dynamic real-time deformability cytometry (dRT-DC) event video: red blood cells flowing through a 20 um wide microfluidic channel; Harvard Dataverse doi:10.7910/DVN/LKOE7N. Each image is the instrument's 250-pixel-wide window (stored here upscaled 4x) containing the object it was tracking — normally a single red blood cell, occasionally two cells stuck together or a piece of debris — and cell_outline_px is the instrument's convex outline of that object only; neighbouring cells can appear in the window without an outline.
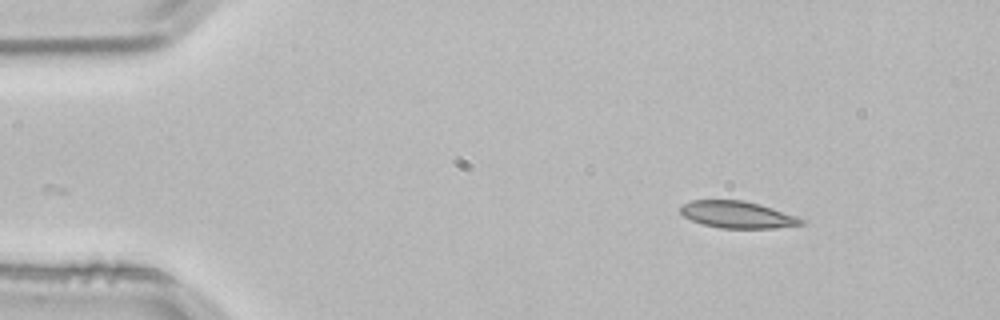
{"species": "common noctule bat (a hibernating species)", "species_latin": "Nyctalus noctula", "temperature_condition": "room temperature", "stored_images_in_passage": 3, "camera_frame_rate_fps": 3000, "um_per_image_px": 0.085, "animal": {"sex": "male", "body_mass_g": 21.5, "forearm_length_mm": 52.0}, "frame": {"image": 1, "passage_image": 1, "time_ms": 0.0, "image_size_px": [1000, 320], "cell_outline_px": [[808, 220], [804, 224], [776, 228], [720, 228], [704, 224], [692, 220], [684, 216], [680, 212], [680, 208], [684, 204], [692, 200], [744, 200], [760, 204]], "centroid_in_image_um": [62.72, 18.25], "position_along_channel_um": 22.3, "area_um2": 18.9}}
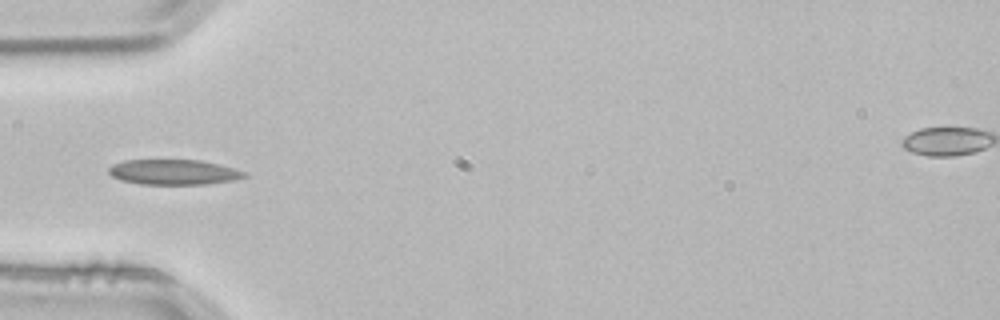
{"frame": {"image": 2, "passage_image": 3, "time_ms": 0.667, "image_size_px": [1000, 320], "cell_outline_px": [[248, 176], [236, 180], [208, 184], [140, 184], [120, 180], [112, 176], [108, 172], [108, 168], [112, 164], [124, 160], [200, 160], [220, 164], [248, 172]], "centroid_in_image_um": [14.8, 14.63], "position_along_channel_um": 70.2, "area_um2": 20.17}}